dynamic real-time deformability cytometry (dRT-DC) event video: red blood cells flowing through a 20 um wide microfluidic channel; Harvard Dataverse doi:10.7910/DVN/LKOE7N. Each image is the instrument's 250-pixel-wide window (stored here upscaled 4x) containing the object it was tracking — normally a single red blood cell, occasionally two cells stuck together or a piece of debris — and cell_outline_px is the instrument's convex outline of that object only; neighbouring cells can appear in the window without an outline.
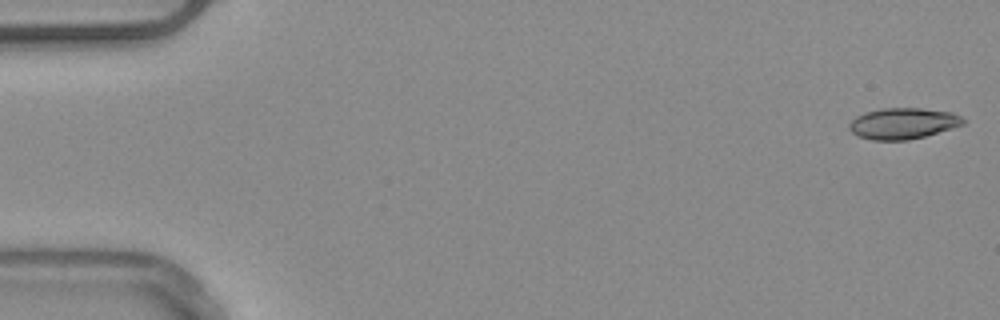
{"species": "common noctule bat (a hibernating species)", "species_latin": "Nyctalus noctula", "temperature_condition": "warm", "stored_images_in_passage": 52, "camera_frame_rate_fps": 3000, "um_per_image_px": 0.085, "animal": {"sex": "male", "body_mass_g": 20.4}, "frame": {"image": 1, "passage_image": 1, "time_ms": 0.0, "image_size_px": [1000, 320], "cell_outline_px": [[968, 120], [964, 124], [952, 128], [924, 136], [908, 140], [872, 140], [860, 136], [852, 132], [848, 128], [848, 124], [856, 116], [864, 112], [884, 108], [920, 108], [952, 112]], "centroid_in_image_um": [76.76, 10.48], "position_along_channel_um": 8.2, "area_um2": 20.63}}
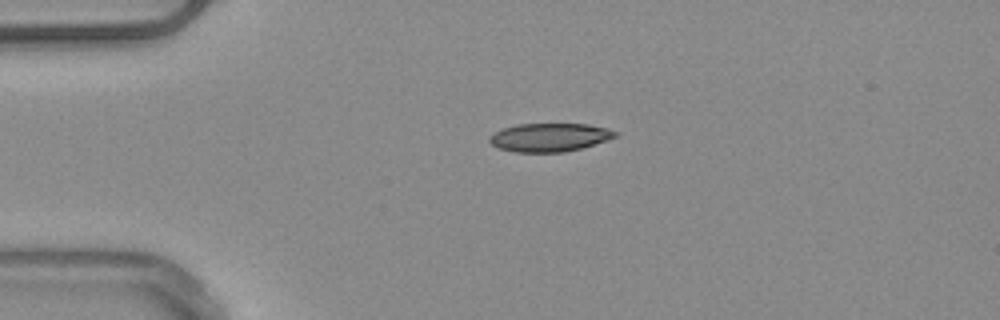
{"frame": {"image": 2, "passage_image": 12, "time_ms": 3.667, "image_size_px": [1000, 320], "cell_outline_px": [[616, 136], [608, 140], [580, 148], [564, 152], [516, 152], [496, 148], [488, 140], [488, 136], [504, 128], [516, 124], [588, 124], [608, 128], [616, 132]], "centroid_in_image_um": [46.68, 11.67], "position_along_channel_um": 38.3, "area_um2": 20.75}}
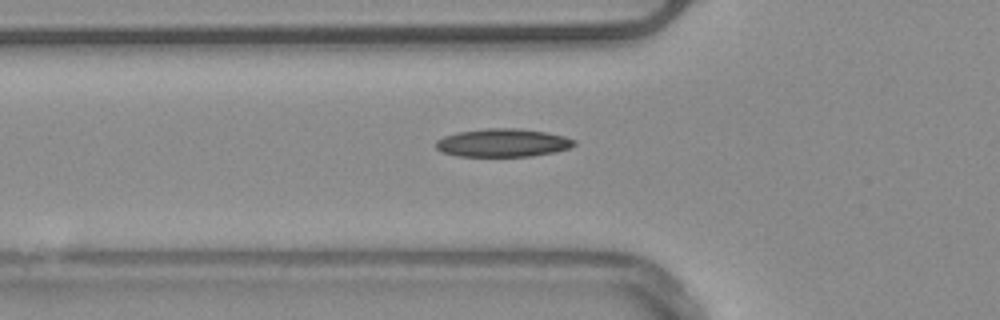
{"frame": {"image": 3, "passage_image": 18, "time_ms": 5.667, "image_size_px": [1000, 320], "cell_outline_px": [[576, 144], [568, 148], [556, 152], [532, 156], [456, 156], [444, 152], [436, 148], [436, 140], [444, 136], [456, 132], [488, 128], [520, 128], [548, 132], [564, 136], [576, 140]], "centroid_in_image_um": [42.76, 12.13], "position_along_channel_um": 83.0, "area_um2": 22.83}}